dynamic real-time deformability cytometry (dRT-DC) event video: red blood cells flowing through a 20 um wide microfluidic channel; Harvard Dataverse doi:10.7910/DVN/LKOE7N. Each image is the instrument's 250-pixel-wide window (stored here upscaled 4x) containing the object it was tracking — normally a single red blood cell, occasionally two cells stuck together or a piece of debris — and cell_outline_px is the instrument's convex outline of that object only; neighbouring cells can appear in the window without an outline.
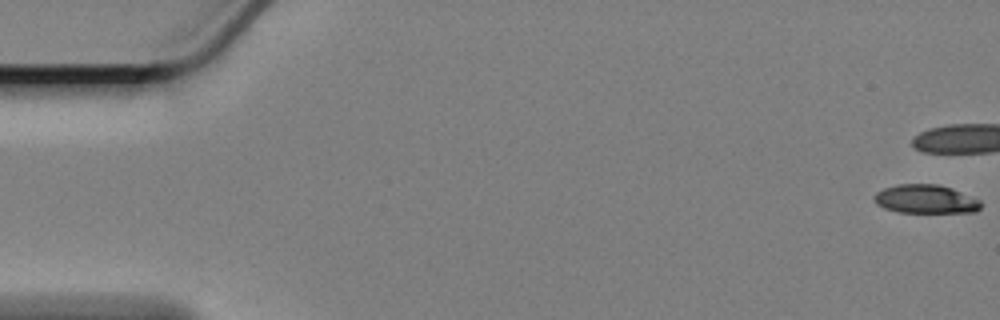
{"species": "Egyptian fruit bat (a non-hibernating species)", "species_latin": "Rousettus aegyptiacus", "temperature_condition": "cold", "stored_images_in_passage": 11, "camera_frame_rate_fps": 3000, "um_per_image_px": 0.085, "animal": {"sex": "female"}, "frame": {"image": 1, "passage_image": 1, "time_ms": 0.0, "image_size_px": [1000, 320], "cell_outline_px": [[984, 204], [976, 212], [900, 212], [884, 208], [876, 204], [872, 200], [872, 196], [876, 192], [884, 188], [900, 184], [936, 184], [952, 188], [980, 200]], "centroid_in_image_um": [78.67, 16.92], "position_along_channel_um": 6.3, "area_um2": 17.92}}